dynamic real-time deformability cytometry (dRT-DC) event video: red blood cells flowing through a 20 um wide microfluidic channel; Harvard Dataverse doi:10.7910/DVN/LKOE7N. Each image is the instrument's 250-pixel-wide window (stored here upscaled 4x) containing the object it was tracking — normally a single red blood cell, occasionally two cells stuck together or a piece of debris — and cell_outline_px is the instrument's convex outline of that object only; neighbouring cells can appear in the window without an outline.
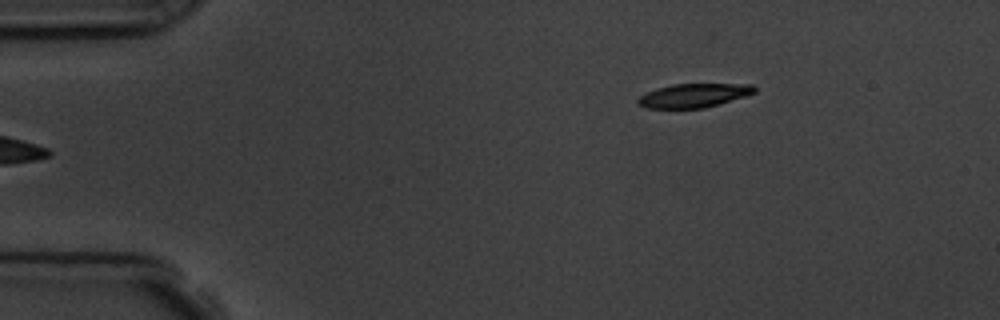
{"species": "common noctule bat (a hibernating species)", "species_latin": "Nyctalus noctula", "temperature_condition": "room temperature", "stored_images_in_passage": 6, "camera_frame_rate_fps": 3000, "um_per_image_px": 0.085, "animal": {"sex": "male", "body_mass_g": 19.5, "forearm_length_mm": 54.6}, "frame": {"image": 1, "passage_image": 6, "time_ms": 5.667, "image_size_px": [1000, 320], "cell_outline_px": [[756, 92], [748, 96], [720, 104], [704, 108], [648, 108], [640, 104], [636, 100], [640, 96], [648, 92], [672, 84], [752, 84], [756, 88]], "centroid_in_image_um": [59.05, 8.11], "position_along_channel_um": 25.9, "area_um2": 16.13}}